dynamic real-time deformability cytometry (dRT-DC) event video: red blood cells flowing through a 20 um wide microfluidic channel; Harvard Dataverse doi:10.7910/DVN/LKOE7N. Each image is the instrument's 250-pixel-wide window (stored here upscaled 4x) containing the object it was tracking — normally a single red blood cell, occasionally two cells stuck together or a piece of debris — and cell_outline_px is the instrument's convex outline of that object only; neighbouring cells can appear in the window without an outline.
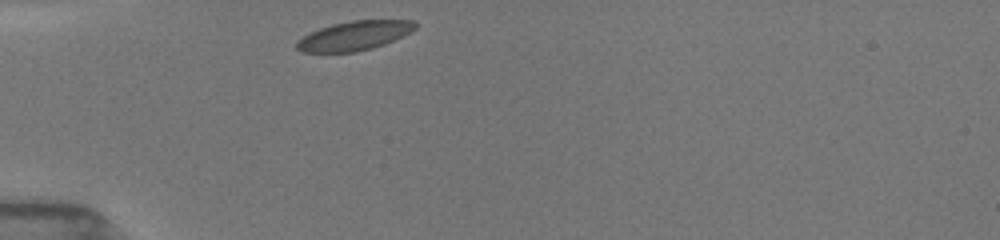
{"species": "common noctule bat (a hibernating species)", "species_latin": "Nyctalus noctula", "temperature_condition": "room temperature", "stored_images_in_passage": 31, "camera_frame_rate_fps": 3000, "um_per_image_px": 0.085, "animal": {"sex": "female", "body_mass_g": 19.5, "forearm_length_mm": 54.1}, "frame": {"image": 1, "passage_image": 1, "time_ms": 0.0, "image_size_px": [1000, 240], "cell_outline_px": [[416, 28], [384, 44], [372, 48], [356, 52], [300, 52], [296, 48], [296, 44], [308, 32], [332, 24], [352, 20], [412, 20], [416, 24]], "centroid_in_image_um": [30.07, 3.03], "position_along_channel_um": 54.9, "area_um2": 19.94}}
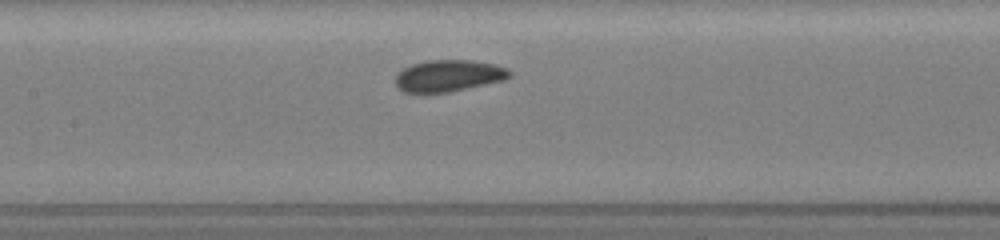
{"frame": {"image": 2, "passage_image": 11, "time_ms": 3.333, "image_size_px": [1000, 240], "cell_outline_px": [[512, 76], [504, 80], [468, 88], [448, 92], [404, 92], [396, 88], [396, 72], [412, 64], [424, 60], [472, 60], [492, 64], [508, 68], [512, 72]], "centroid_in_image_um": [38.12, 6.43], "position_along_channel_um": 169.3, "area_um2": 21.15}}
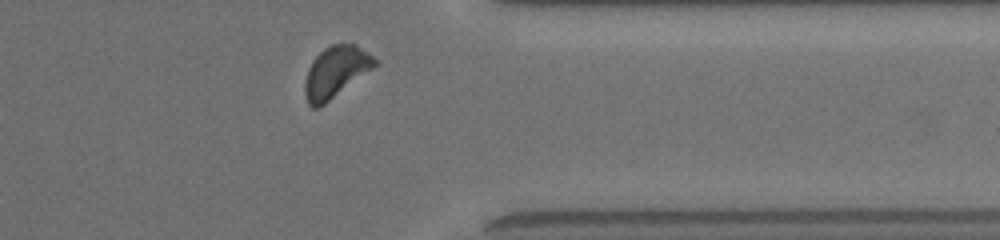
{"frame": {"image": 3, "passage_image": 28, "time_ms": 9.0, "image_size_px": [1000, 240], "cell_outline_px": [[380, 60], [372, 68], [320, 108], [312, 108], [308, 104], [304, 92], [304, 84], [308, 68], [312, 60], [324, 48], [332, 44], [356, 44]], "centroid_in_image_um": [28.52, 6.12], "position_along_channel_um": 382.9, "area_um2": 20.87}, "authors_computed_cell_mechanics": {"area_um2": 20.8658, "velocity_mm_per_s": 3.8676, "shape_relaxation_time_tau1_ms": 1.9611, "shape_relaxation_time_tau2_ms": 2.2009, "deformation_change_tau1": 0.0624, "deformation_change_tau2": 0.0745}}